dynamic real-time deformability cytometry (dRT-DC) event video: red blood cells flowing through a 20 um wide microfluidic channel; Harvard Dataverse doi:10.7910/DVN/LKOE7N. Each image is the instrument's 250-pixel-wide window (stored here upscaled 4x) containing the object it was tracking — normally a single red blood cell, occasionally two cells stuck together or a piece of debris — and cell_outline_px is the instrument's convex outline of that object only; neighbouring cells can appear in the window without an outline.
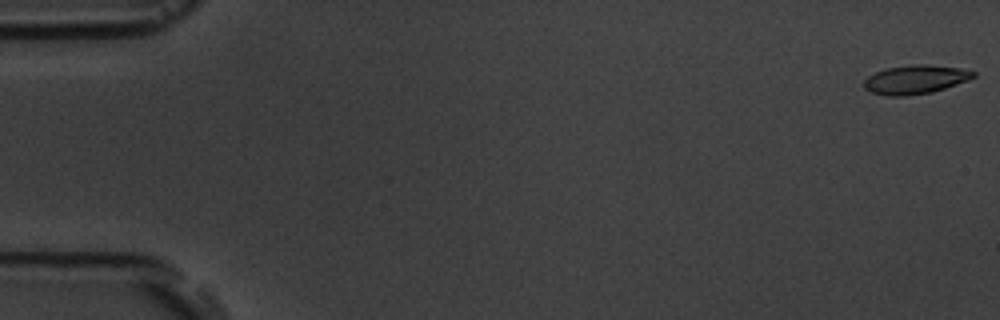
{"species": "common noctule bat (a hibernating species)", "species_latin": "Nyctalus noctula", "temperature_condition": "room temperature", "stored_images_in_passage": 5, "camera_frame_rate_fps": 3000, "um_per_image_px": 0.085, "animal": {"sex": "male", "body_mass_g": 19.5, "forearm_length_mm": 54.6}, "frame": {"image": 1, "passage_image": 1, "time_ms": 0.0, "image_size_px": [1000, 320], "cell_outline_px": [[976, 76], [968, 80], [932, 92], [904, 96], [888, 96], [868, 92], [864, 88], [864, 80], [868, 76], [876, 72], [888, 68], [912, 64], [924, 64], [960, 68], [976, 72]], "centroid_in_image_um": [77.78, 6.76], "position_along_channel_um": 7.2, "area_um2": 18.32}}